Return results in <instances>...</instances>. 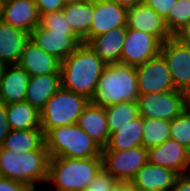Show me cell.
<instances>
[{
  "label": "cell",
  "mask_w": 190,
  "mask_h": 191,
  "mask_svg": "<svg viewBox=\"0 0 190 191\" xmlns=\"http://www.w3.org/2000/svg\"><path fill=\"white\" fill-rule=\"evenodd\" d=\"M40 25L52 31H67L80 44L83 43V41L74 33L70 24L67 22L62 10L42 15L40 17Z\"/></svg>",
  "instance_id": "cell-32"
},
{
  "label": "cell",
  "mask_w": 190,
  "mask_h": 191,
  "mask_svg": "<svg viewBox=\"0 0 190 191\" xmlns=\"http://www.w3.org/2000/svg\"><path fill=\"white\" fill-rule=\"evenodd\" d=\"M143 118L136 117L110 134L102 151H123L143 145Z\"/></svg>",
  "instance_id": "cell-25"
},
{
  "label": "cell",
  "mask_w": 190,
  "mask_h": 191,
  "mask_svg": "<svg viewBox=\"0 0 190 191\" xmlns=\"http://www.w3.org/2000/svg\"><path fill=\"white\" fill-rule=\"evenodd\" d=\"M181 37L190 44V26L183 32Z\"/></svg>",
  "instance_id": "cell-42"
},
{
  "label": "cell",
  "mask_w": 190,
  "mask_h": 191,
  "mask_svg": "<svg viewBox=\"0 0 190 191\" xmlns=\"http://www.w3.org/2000/svg\"><path fill=\"white\" fill-rule=\"evenodd\" d=\"M110 134L138 117L137 101L121 102L105 108Z\"/></svg>",
  "instance_id": "cell-28"
},
{
  "label": "cell",
  "mask_w": 190,
  "mask_h": 191,
  "mask_svg": "<svg viewBox=\"0 0 190 191\" xmlns=\"http://www.w3.org/2000/svg\"><path fill=\"white\" fill-rule=\"evenodd\" d=\"M113 1L118 2L121 6L126 8H130L145 3V0H113Z\"/></svg>",
  "instance_id": "cell-40"
},
{
  "label": "cell",
  "mask_w": 190,
  "mask_h": 191,
  "mask_svg": "<svg viewBox=\"0 0 190 191\" xmlns=\"http://www.w3.org/2000/svg\"><path fill=\"white\" fill-rule=\"evenodd\" d=\"M176 1L177 0H145V4L165 19Z\"/></svg>",
  "instance_id": "cell-35"
},
{
  "label": "cell",
  "mask_w": 190,
  "mask_h": 191,
  "mask_svg": "<svg viewBox=\"0 0 190 191\" xmlns=\"http://www.w3.org/2000/svg\"><path fill=\"white\" fill-rule=\"evenodd\" d=\"M62 12L74 33L87 43L94 12V0H67Z\"/></svg>",
  "instance_id": "cell-19"
},
{
  "label": "cell",
  "mask_w": 190,
  "mask_h": 191,
  "mask_svg": "<svg viewBox=\"0 0 190 191\" xmlns=\"http://www.w3.org/2000/svg\"><path fill=\"white\" fill-rule=\"evenodd\" d=\"M179 174L175 171L147 162L130 181L137 189L170 191Z\"/></svg>",
  "instance_id": "cell-18"
},
{
  "label": "cell",
  "mask_w": 190,
  "mask_h": 191,
  "mask_svg": "<svg viewBox=\"0 0 190 191\" xmlns=\"http://www.w3.org/2000/svg\"><path fill=\"white\" fill-rule=\"evenodd\" d=\"M76 124L102 148L107 146L110 132L104 107L89 103L78 117Z\"/></svg>",
  "instance_id": "cell-21"
},
{
  "label": "cell",
  "mask_w": 190,
  "mask_h": 191,
  "mask_svg": "<svg viewBox=\"0 0 190 191\" xmlns=\"http://www.w3.org/2000/svg\"><path fill=\"white\" fill-rule=\"evenodd\" d=\"M138 96L136 67L110 64L103 69L90 103L106 108L121 102L137 101Z\"/></svg>",
  "instance_id": "cell-2"
},
{
  "label": "cell",
  "mask_w": 190,
  "mask_h": 191,
  "mask_svg": "<svg viewBox=\"0 0 190 191\" xmlns=\"http://www.w3.org/2000/svg\"><path fill=\"white\" fill-rule=\"evenodd\" d=\"M1 19L15 28L29 33L40 24L35 0H11L2 5Z\"/></svg>",
  "instance_id": "cell-16"
},
{
  "label": "cell",
  "mask_w": 190,
  "mask_h": 191,
  "mask_svg": "<svg viewBox=\"0 0 190 191\" xmlns=\"http://www.w3.org/2000/svg\"><path fill=\"white\" fill-rule=\"evenodd\" d=\"M137 191H164V190H141V189H137Z\"/></svg>",
  "instance_id": "cell-44"
},
{
  "label": "cell",
  "mask_w": 190,
  "mask_h": 191,
  "mask_svg": "<svg viewBox=\"0 0 190 191\" xmlns=\"http://www.w3.org/2000/svg\"><path fill=\"white\" fill-rule=\"evenodd\" d=\"M89 103L85 96L60 87L40 110L41 130L46 134L55 127L76 124Z\"/></svg>",
  "instance_id": "cell-6"
},
{
  "label": "cell",
  "mask_w": 190,
  "mask_h": 191,
  "mask_svg": "<svg viewBox=\"0 0 190 191\" xmlns=\"http://www.w3.org/2000/svg\"><path fill=\"white\" fill-rule=\"evenodd\" d=\"M160 54L167 62L175 89L190 96V44L181 36H173L161 45Z\"/></svg>",
  "instance_id": "cell-8"
},
{
  "label": "cell",
  "mask_w": 190,
  "mask_h": 191,
  "mask_svg": "<svg viewBox=\"0 0 190 191\" xmlns=\"http://www.w3.org/2000/svg\"><path fill=\"white\" fill-rule=\"evenodd\" d=\"M147 150L149 163L169 168L179 175L190 173V151L176 140L169 138Z\"/></svg>",
  "instance_id": "cell-12"
},
{
  "label": "cell",
  "mask_w": 190,
  "mask_h": 191,
  "mask_svg": "<svg viewBox=\"0 0 190 191\" xmlns=\"http://www.w3.org/2000/svg\"><path fill=\"white\" fill-rule=\"evenodd\" d=\"M1 15H2V5L0 4V19H1Z\"/></svg>",
  "instance_id": "cell-47"
},
{
  "label": "cell",
  "mask_w": 190,
  "mask_h": 191,
  "mask_svg": "<svg viewBox=\"0 0 190 191\" xmlns=\"http://www.w3.org/2000/svg\"><path fill=\"white\" fill-rule=\"evenodd\" d=\"M170 138V121L143 119V146L148 149L158 146Z\"/></svg>",
  "instance_id": "cell-30"
},
{
  "label": "cell",
  "mask_w": 190,
  "mask_h": 191,
  "mask_svg": "<svg viewBox=\"0 0 190 191\" xmlns=\"http://www.w3.org/2000/svg\"><path fill=\"white\" fill-rule=\"evenodd\" d=\"M117 182L111 174L102 169L87 188L92 191H113Z\"/></svg>",
  "instance_id": "cell-33"
},
{
  "label": "cell",
  "mask_w": 190,
  "mask_h": 191,
  "mask_svg": "<svg viewBox=\"0 0 190 191\" xmlns=\"http://www.w3.org/2000/svg\"><path fill=\"white\" fill-rule=\"evenodd\" d=\"M30 191H37V190H36V186H32ZM50 191H51V190H50ZM52 191H56V190H52Z\"/></svg>",
  "instance_id": "cell-45"
},
{
  "label": "cell",
  "mask_w": 190,
  "mask_h": 191,
  "mask_svg": "<svg viewBox=\"0 0 190 191\" xmlns=\"http://www.w3.org/2000/svg\"><path fill=\"white\" fill-rule=\"evenodd\" d=\"M6 112L11 130L41 128L40 111L26 101L6 104Z\"/></svg>",
  "instance_id": "cell-27"
},
{
  "label": "cell",
  "mask_w": 190,
  "mask_h": 191,
  "mask_svg": "<svg viewBox=\"0 0 190 191\" xmlns=\"http://www.w3.org/2000/svg\"><path fill=\"white\" fill-rule=\"evenodd\" d=\"M29 39L60 61L65 60L80 45L69 32L48 30L40 24L30 32Z\"/></svg>",
  "instance_id": "cell-13"
},
{
  "label": "cell",
  "mask_w": 190,
  "mask_h": 191,
  "mask_svg": "<svg viewBox=\"0 0 190 191\" xmlns=\"http://www.w3.org/2000/svg\"><path fill=\"white\" fill-rule=\"evenodd\" d=\"M80 191H92V189L84 188V189H82Z\"/></svg>",
  "instance_id": "cell-46"
},
{
  "label": "cell",
  "mask_w": 190,
  "mask_h": 191,
  "mask_svg": "<svg viewBox=\"0 0 190 191\" xmlns=\"http://www.w3.org/2000/svg\"><path fill=\"white\" fill-rule=\"evenodd\" d=\"M49 160L47 150L16 153L0 147V176L36 186L47 182Z\"/></svg>",
  "instance_id": "cell-4"
},
{
  "label": "cell",
  "mask_w": 190,
  "mask_h": 191,
  "mask_svg": "<svg viewBox=\"0 0 190 191\" xmlns=\"http://www.w3.org/2000/svg\"><path fill=\"white\" fill-rule=\"evenodd\" d=\"M11 0H0V4L1 5H4V4H6L7 2H10Z\"/></svg>",
  "instance_id": "cell-43"
},
{
  "label": "cell",
  "mask_w": 190,
  "mask_h": 191,
  "mask_svg": "<svg viewBox=\"0 0 190 191\" xmlns=\"http://www.w3.org/2000/svg\"><path fill=\"white\" fill-rule=\"evenodd\" d=\"M0 147L16 153L47 150L45 147V134L41 128L10 130Z\"/></svg>",
  "instance_id": "cell-26"
},
{
  "label": "cell",
  "mask_w": 190,
  "mask_h": 191,
  "mask_svg": "<svg viewBox=\"0 0 190 191\" xmlns=\"http://www.w3.org/2000/svg\"><path fill=\"white\" fill-rule=\"evenodd\" d=\"M105 66L90 46L81 43L73 53L61 61V87L90 100Z\"/></svg>",
  "instance_id": "cell-1"
},
{
  "label": "cell",
  "mask_w": 190,
  "mask_h": 191,
  "mask_svg": "<svg viewBox=\"0 0 190 191\" xmlns=\"http://www.w3.org/2000/svg\"><path fill=\"white\" fill-rule=\"evenodd\" d=\"M102 169V157H50L47 182H53L56 191H80L87 188Z\"/></svg>",
  "instance_id": "cell-3"
},
{
  "label": "cell",
  "mask_w": 190,
  "mask_h": 191,
  "mask_svg": "<svg viewBox=\"0 0 190 191\" xmlns=\"http://www.w3.org/2000/svg\"><path fill=\"white\" fill-rule=\"evenodd\" d=\"M7 66L8 65H6L2 60H0V86H1L3 75Z\"/></svg>",
  "instance_id": "cell-41"
},
{
  "label": "cell",
  "mask_w": 190,
  "mask_h": 191,
  "mask_svg": "<svg viewBox=\"0 0 190 191\" xmlns=\"http://www.w3.org/2000/svg\"><path fill=\"white\" fill-rule=\"evenodd\" d=\"M29 33L0 19V60L6 65L18 64Z\"/></svg>",
  "instance_id": "cell-23"
},
{
  "label": "cell",
  "mask_w": 190,
  "mask_h": 191,
  "mask_svg": "<svg viewBox=\"0 0 190 191\" xmlns=\"http://www.w3.org/2000/svg\"><path fill=\"white\" fill-rule=\"evenodd\" d=\"M170 138L190 151V105L170 121Z\"/></svg>",
  "instance_id": "cell-31"
},
{
  "label": "cell",
  "mask_w": 190,
  "mask_h": 191,
  "mask_svg": "<svg viewBox=\"0 0 190 191\" xmlns=\"http://www.w3.org/2000/svg\"><path fill=\"white\" fill-rule=\"evenodd\" d=\"M162 43L153 35L126 27L120 63L137 67L160 54Z\"/></svg>",
  "instance_id": "cell-10"
},
{
  "label": "cell",
  "mask_w": 190,
  "mask_h": 191,
  "mask_svg": "<svg viewBox=\"0 0 190 191\" xmlns=\"http://www.w3.org/2000/svg\"><path fill=\"white\" fill-rule=\"evenodd\" d=\"M66 2L67 0H35L40 17L47 13L62 10Z\"/></svg>",
  "instance_id": "cell-34"
},
{
  "label": "cell",
  "mask_w": 190,
  "mask_h": 191,
  "mask_svg": "<svg viewBox=\"0 0 190 191\" xmlns=\"http://www.w3.org/2000/svg\"><path fill=\"white\" fill-rule=\"evenodd\" d=\"M170 191H190V173L179 175Z\"/></svg>",
  "instance_id": "cell-38"
},
{
  "label": "cell",
  "mask_w": 190,
  "mask_h": 191,
  "mask_svg": "<svg viewBox=\"0 0 190 191\" xmlns=\"http://www.w3.org/2000/svg\"><path fill=\"white\" fill-rule=\"evenodd\" d=\"M136 74L139 94L176 90L167 62L161 54L137 66Z\"/></svg>",
  "instance_id": "cell-11"
},
{
  "label": "cell",
  "mask_w": 190,
  "mask_h": 191,
  "mask_svg": "<svg viewBox=\"0 0 190 191\" xmlns=\"http://www.w3.org/2000/svg\"><path fill=\"white\" fill-rule=\"evenodd\" d=\"M165 23L173 36H181L190 26V0H177L165 18Z\"/></svg>",
  "instance_id": "cell-29"
},
{
  "label": "cell",
  "mask_w": 190,
  "mask_h": 191,
  "mask_svg": "<svg viewBox=\"0 0 190 191\" xmlns=\"http://www.w3.org/2000/svg\"><path fill=\"white\" fill-rule=\"evenodd\" d=\"M127 8L113 0H94L90 39L111 29L126 27Z\"/></svg>",
  "instance_id": "cell-15"
},
{
  "label": "cell",
  "mask_w": 190,
  "mask_h": 191,
  "mask_svg": "<svg viewBox=\"0 0 190 191\" xmlns=\"http://www.w3.org/2000/svg\"><path fill=\"white\" fill-rule=\"evenodd\" d=\"M61 87V73L30 76L25 101L39 111Z\"/></svg>",
  "instance_id": "cell-24"
},
{
  "label": "cell",
  "mask_w": 190,
  "mask_h": 191,
  "mask_svg": "<svg viewBox=\"0 0 190 191\" xmlns=\"http://www.w3.org/2000/svg\"><path fill=\"white\" fill-rule=\"evenodd\" d=\"M126 27L155 36L162 44L173 37L165 19L145 3L127 8Z\"/></svg>",
  "instance_id": "cell-14"
},
{
  "label": "cell",
  "mask_w": 190,
  "mask_h": 191,
  "mask_svg": "<svg viewBox=\"0 0 190 191\" xmlns=\"http://www.w3.org/2000/svg\"><path fill=\"white\" fill-rule=\"evenodd\" d=\"M126 27L114 28L92 37L86 44L102 59L106 65L120 63Z\"/></svg>",
  "instance_id": "cell-20"
},
{
  "label": "cell",
  "mask_w": 190,
  "mask_h": 191,
  "mask_svg": "<svg viewBox=\"0 0 190 191\" xmlns=\"http://www.w3.org/2000/svg\"><path fill=\"white\" fill-rule=\"evenodd\" d=\"M10 130L9 122L7 120L6 104L0 102V146Z\"/></svg>",
  "instance_id": "cell-37"
},
{
  "label": "cell",
  "mask_w": 190,
  "mask_h": 191,
  "mask_svg": "<svg viewBox=\"0 0 190 191\" xmlns=\"http://www.w3.org/2000/svg\"><path fill=\"white\" fill-rule=\"evenodd\" d=\"M45 147L50 157L85 159L102 157V147L77 124L59 126L45 134Z\"/></svg>",
  "instance_id": "cell-5"
},
{
  "label": "cell",
  "mask_w": 190,
  "mask_h": 191,
  "mask_svg": "<svg viewBox=\"0 0 190 191\" xmlns=\"http://www.w3.org/2000/svg\"><path fill=\"white\" fill-rule=\"evenodd\" d=\"M30 75L18 64L8 65L0 86V102L11 104L25 101Z\"/></svg>",
  "instance_id": "cell-22"
},
{
  "label": "cell",
  "mask_w": 190,
  "mask_h": 191,
  "mask_svg": "<svg viewBox=\"0 0 190 191\" xmlns=\"http://www.w3.org/2000/svg\"><path fill=\"white\" fill-rule=\"evenodd\" d=\"M18 65L30 76L60 73L61 61L46 53L30 39L26 42Z\"/></svg>",
  "instance_id": "cell-17"
},
{
  "label": "cell",
  "mask_w": 190,
  "mask_h": 191,
  "mask_svg": "<svg viewBox=\"0 0 190 191\" xmlns=\"http://www.w3.org/2000/svg\"><path fill=\"white\" fill-rule=\"evenodd\" d=\"M31 186L16 180L0 176V191H30Z\"/></svg>",
  "instance_id": "cell-36"
},
{
  "label": "cell",
  "mask_w": 190,
  "mask_h": 191,
  "mask_svg": "<svg viewBox=\"0 0 190 191\" xmlns=\"http://www.w3.org/2000/svg\"><path fill=\"white\" fill-rule=\"evenodd\" d=\"M103 169L117 181L130 182L148 162V150L143 146L123 151H102Z\"/></svg>",
  "instance_id": "cell-9"
},
{
  "label": "cell",
  "mask_w": 190,
  "mask_h": 191,
  "mask_svg": "<svg viewBox=\"0 0 190 191\" xmlns=\"http://www.w3.org/2000/svg\"><path fill=\"white\" fill-rule=\"evenodd\" d=\"M137 104L143 119L171 121L190 105V96L179 90L139 94Z\"/></svg>",
  "instance_id": "cell-7"
},
{
  "label": "cell",
  "mask_w": 190,
  "mask_h": 191,
  "mask_svg": "<svg viewBox=\"0 0 190 191\" xmlns=\"http://www.w3.org/2000/svg\"><path fill=\"white\" fill-rule=\"evenodd\" d=\"M113 191H137V188L131 182L118 181Z\"/></svg>",
  "instance_id": "cell-39"
}]
</instances>
